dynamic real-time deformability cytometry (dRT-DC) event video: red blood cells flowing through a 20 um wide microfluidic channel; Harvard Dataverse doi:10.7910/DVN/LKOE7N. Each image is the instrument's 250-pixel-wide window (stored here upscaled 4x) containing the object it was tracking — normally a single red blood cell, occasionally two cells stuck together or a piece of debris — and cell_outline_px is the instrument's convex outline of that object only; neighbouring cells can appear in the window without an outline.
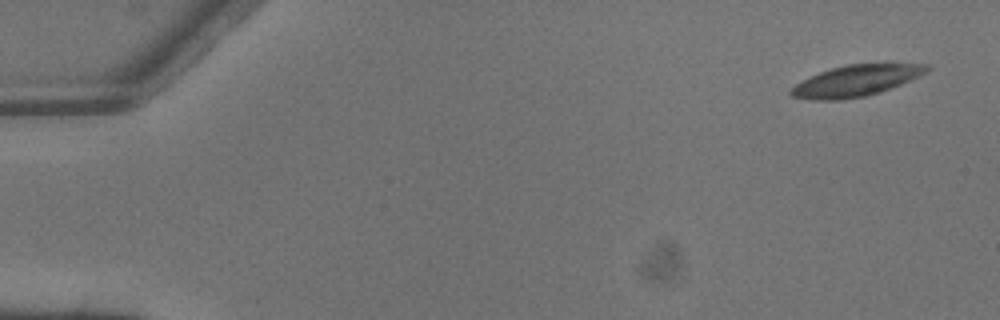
{"species": "common noctule bat (a hibernating species)", "species_latin": "Nyctalus noctula", "temperature_condition": "warm", "stored_images_in_passage": 4, "camera_frame_rate_fps": 3000, "um_per_image_px": 0.085, "animal": {"sex": "male", "body_mass_g": 13.3}, "frame": {"image": 1, "passage_image": 1, "time_ms": 0.0, "image_size_px": [1000, 320], "cell_outline_px": [[932, 68], [900, 84], [880, 92], [864, 96], [840, 100], [812, 100], [792, 96], [788, 92], [796, 84], [820, 72], [832, 68], [848, 64], [928, 64]], "centroid_in_image_um": [72.72, 6.87], "position_along_channel_um": 12.3, "area_um2": 24.04}}
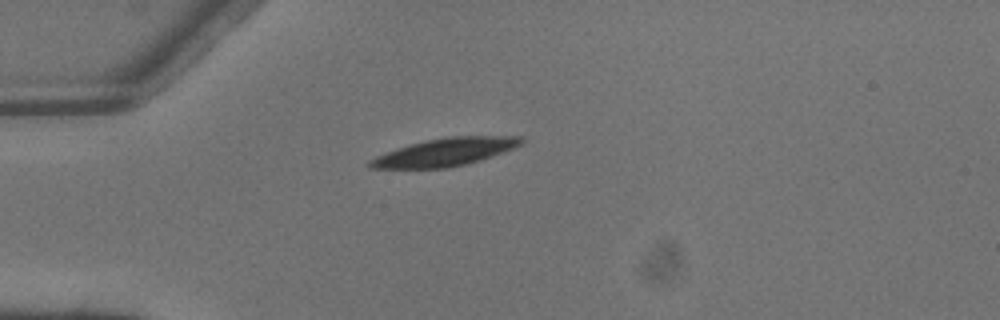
{"frame": {"image": 2, "passage_image": 4, "time_ms": 1.0, "image_size_px": [1000, 320], "cell_outline_px": [[524, 140], [520, 144], [512, 148], [480, 160], [448, 168], [368, 168], [368, 160], [376, 156], [408, 144], [428, 140], [452, 136], [524, 136]], "centroid_in_image_um": [37.8, 12.93], "position_along_channel_um": 47.2, "area_um2": 24.16}}